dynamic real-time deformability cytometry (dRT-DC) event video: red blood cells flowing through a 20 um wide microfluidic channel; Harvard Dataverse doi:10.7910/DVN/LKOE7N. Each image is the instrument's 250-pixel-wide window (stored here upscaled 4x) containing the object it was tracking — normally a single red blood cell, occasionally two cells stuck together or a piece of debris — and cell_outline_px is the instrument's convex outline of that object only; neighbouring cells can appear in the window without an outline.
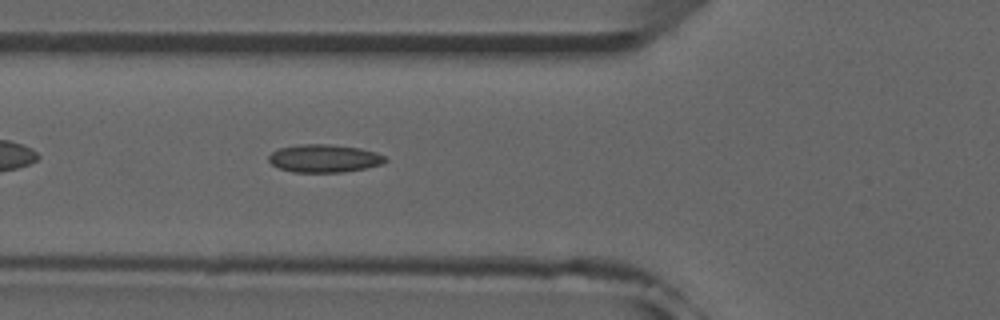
{"species": "common noctule bat (a hibernating species)", "species_latin": "Nyctalus noctula", "temperature_condition": "room temperature", "stored_images_in_passage": 33, "camera_frame_rate_fps": 3000, "um_per_image_px": 0.085, "animal": {"sex": "male", "forearm_length_mm": 52.5}, "frame": {"image": 1, "passage_image": 6, "time_ms": 1.667, "image_size_px": [1000, 320], "cell_outline_px": [[388, 160], [380, 164], [364, 168], [344, 172], [292, 172], [280, 168], [272, 164], [268, 160], [268, 156], [272, 152], [280, 148], [300, 144], [328, 144], [360, 148], [376, 152], [384, 156]], "centroid_in_image_um": [27.54, 13.46], "position_along_channel_um": 98.3, "area_um2": 18.84}}
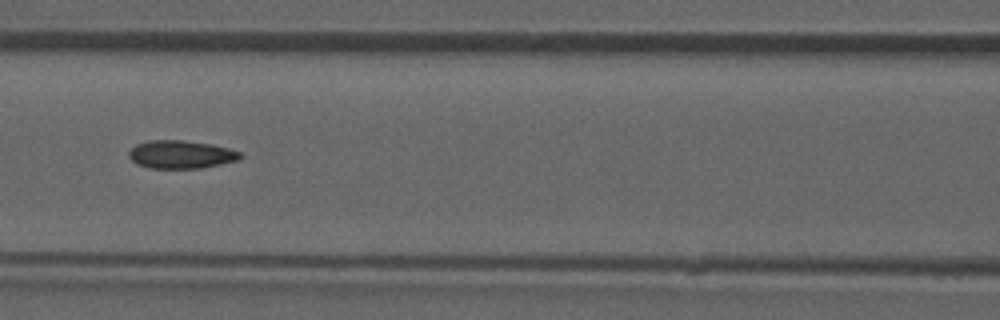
{"frame": {"image": 2, "passage_image": 10, "time_ms": 3.0, "image_size_px": [1000, 320], "cell_outline_px": [[244, 156], [240, 160], [200, 168], [148, 168], [136, 164], [128, 156], [128, 152], [136, 144], [148, 140], [184, 140], [212, 144], [244, 152]], "centroid_in_image_um": [15.41, 13.12], "position_along_channel_um": 151.2, "area_um2": 18.5}, "authors_computed_cell_mechanics": {"area_um2": 18.207, "velocity_mm_per_s": 3.9432, "shape_relaxation_time_tau1_ms": null, "shape_relaxation_time_tau2_ms": 2.0333, "deformation_change_tau1": null, "deformation_change_tau2": 0.0996}}